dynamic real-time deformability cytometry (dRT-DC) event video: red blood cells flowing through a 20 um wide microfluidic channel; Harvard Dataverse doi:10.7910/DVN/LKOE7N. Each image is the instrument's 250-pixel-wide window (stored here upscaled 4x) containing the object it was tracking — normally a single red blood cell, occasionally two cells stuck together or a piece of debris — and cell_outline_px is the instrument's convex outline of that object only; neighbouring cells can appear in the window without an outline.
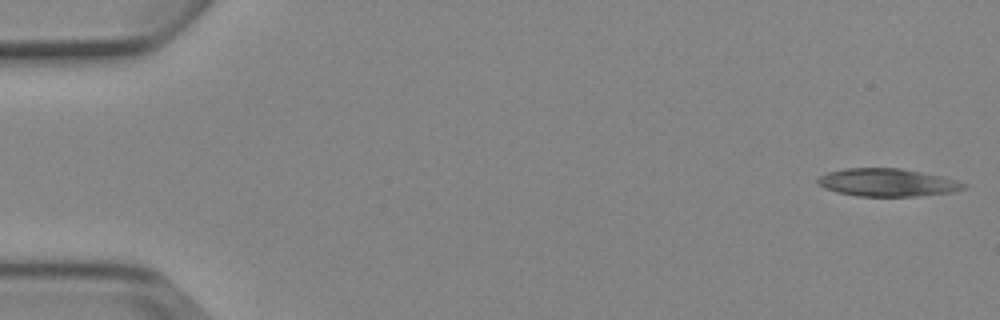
{"species": "Egyptian fruit bat (a non-hibernating species)", "species_latin": "Rousettus aegyptiacus", "temperature_condition": "cold", "stored_images_in_passage": 5, "camera_frame_rate_fps": 3000, "um_per_image_px": 0.085, "animal": {"sex": "female"}, "frame": {"image": 1, "passage_image": 1, "time_ms": 0.0, "image_size_px": [1000, 320], "cell_outline_px": [[968, 184], [964, 188], [952, 192], [916, 196], [856, 196], [836, 192], [824, 188], [816, 184], [816, 180], [820, 176], [828, 172], [844, 168], [900, 168], [944, 176]], "centroid_in_image_um": [75.4, 15.51], "position_along_channel_um": 9.6, "area_um2": 23.81}}
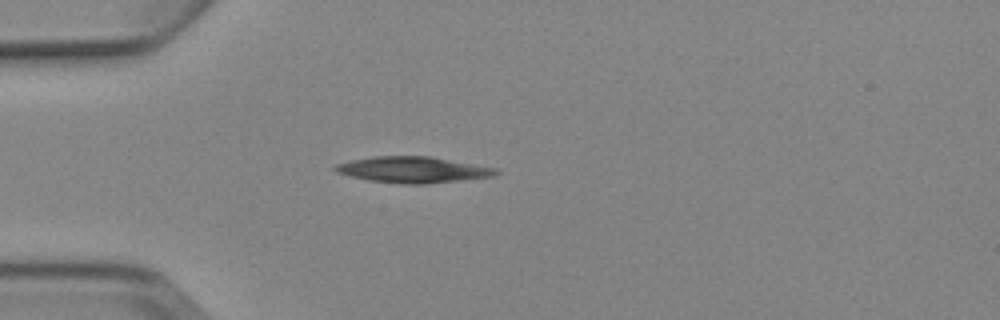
{"frame": {"image": 2, "passage_image": 4, "time_ms": 4.333, "image_size_px": [1000, 320], "cell_outline_px": [[500, 172], [496, 176], [424, 184], [404, 184], [368, 180], [336, 172], [332, 168], [336, 164], [352, 160], [372, 156], [428, 156], [496, 168]], "centroid_in_image_um": [35.09, 14.42], "position_along_channel_um": 49.9, "area_um2": 24.22}}